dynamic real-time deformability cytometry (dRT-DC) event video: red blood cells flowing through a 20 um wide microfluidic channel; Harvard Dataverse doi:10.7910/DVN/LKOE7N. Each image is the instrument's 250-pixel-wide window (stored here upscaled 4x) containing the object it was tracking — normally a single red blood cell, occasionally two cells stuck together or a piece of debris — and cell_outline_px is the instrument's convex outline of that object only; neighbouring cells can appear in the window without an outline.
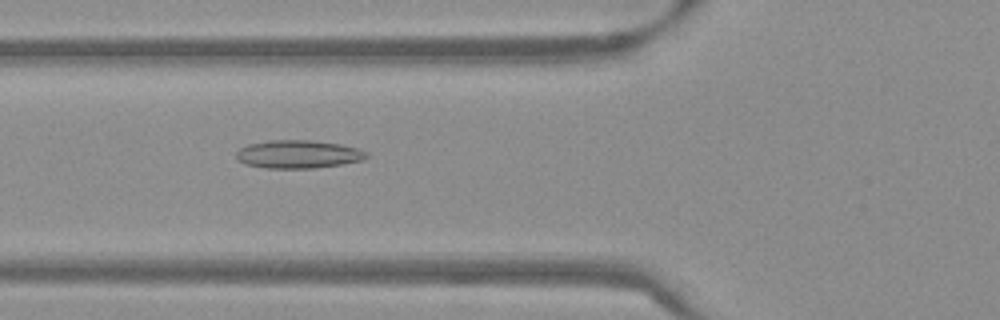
{"species": "Egyptian fruit bat (a non-hibernating species)", "species_latin": "Rousettus aegyptiacus", "temperature_condition": "warm", "stored_images_in_passage": 50, "camera_frame_rate_fps": 3000, "um_per_image_px": 0.085, "frame": {"image": 1, "passage_image": 17, "time_ms": 5.333, "image_size_px": [1000, 320], "cell_outline_px": [[368, 156], [364, 160], [316, 168], [264, 168], [244, 164], [236, 160], [236, 152], [240, 148], [248, 144], [268, 140], [312, 140], [340, 144], [360, 148], [368, 152]], "centroid_in_image_um": [25.34, 13.11], "position_along_channel_um": 100.5, "area_um2": 21.62}}
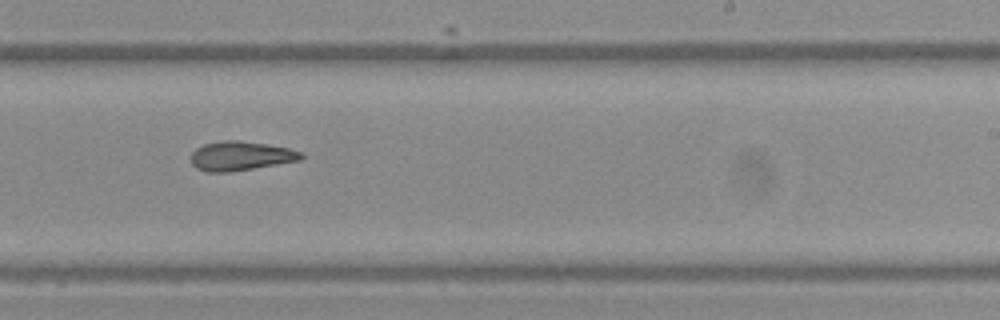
{"frame": {"image": 2, "passage_image": 30, "time_ms": 9.667, "image_size_px": [1000, 320], "cell_outline_px": [[304, 156], [300, 160], [228, 172], [208, 172], [196, 168], [192, 164], [192, 152], [196, 148], [204, 144], [220, 140], [236, 140], [268, 144], [288, 148], [304, 152]], "centroid_in_image_um": [20.45, 13.24], "position_along_channel_um": 268.5, "area_um2": 18.67}}
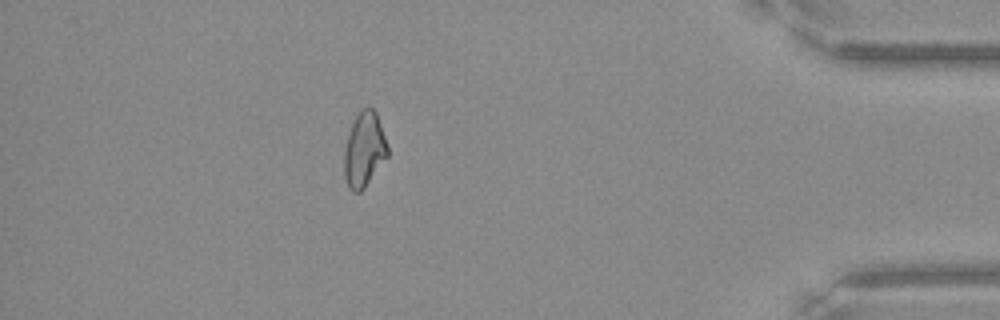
{"frame": {"image": 3, "passage_image": 44, "time_ms": 14.333, "image_size_px": [1000, 320], "cell_outline_px": [[388, 156], [364, 188], [360, 192], [352, 192], [348, 188], [344, 176], [344, 148], [352, 124], [356, 116], [364, 108], [372, 108], [376, 112], [388, 144]], "centroid_in_image_um": [30.96, 12.75], "position_along_channel_um": 404.2, "area_um2": 18.84}, "authors_computed_cell_mechanics": {"area_um2": 19.5653, "velocity_mm_per_s": 3.8671, "shape_relaxation_time_tau1_ms": null, "shape_relaxation_time_tau2_ms": 4.8119, "deformation_change_tau1": null, "deformation_change_tau2": 0.1107}}